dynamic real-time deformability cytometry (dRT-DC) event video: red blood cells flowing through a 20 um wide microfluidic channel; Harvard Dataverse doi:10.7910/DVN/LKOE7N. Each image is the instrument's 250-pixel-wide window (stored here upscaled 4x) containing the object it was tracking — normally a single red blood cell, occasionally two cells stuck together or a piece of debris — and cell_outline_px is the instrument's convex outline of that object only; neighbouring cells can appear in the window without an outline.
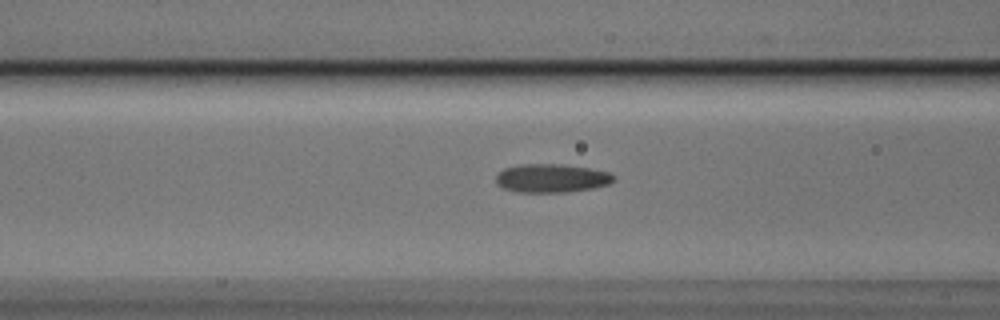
{"species": "Egyptian fruit bat (a non-hibernating species)", "species_latin": "Rousettus aegyptiacus", "temperature_condition": "cold", "stored_images_in_passage": 25, "camera_frame_rate_fps": 3000, "um_per_image_px": 0.085, "animal": {"sex": "male"}, "frame": {"image": 1, "passage_image": 10, "time_ms": 3.0, "image_size_px": [1000, 320], "cell_outline_px": [[616, 180], [608, 184], [592, 188], [568, 192], [520, 192], [504, 188], [496, 184], [496, 172], [504, 168], [520, 164], [564, 164], [588, 168], [608, 172], [616, 176]], "centroid_in_image_um": [46.87, 15.14], "position_along_channel_um": 119.7, "area_um2": 19.71}}
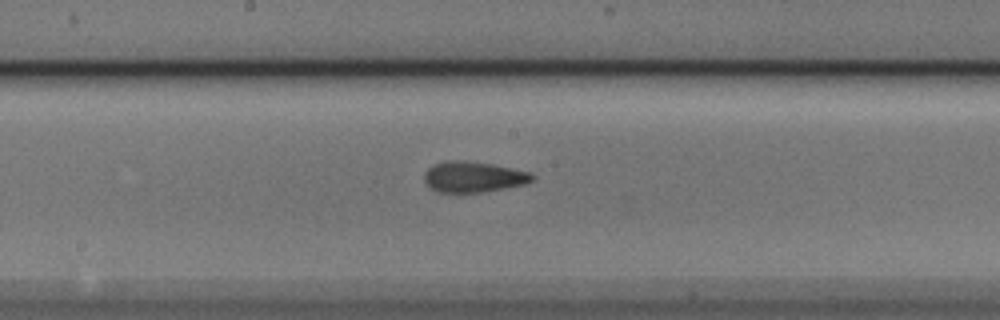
{"frame": {"image": 2, "passage_image": 17, "time_ms": 5.333, "image_size_px": [1000, 320], "cell_outline_px": [[536, 176], [528, 184], [484, 192], [436, 192], [424, 180], [424, 172], [432, 164], [448, 160], [464, 160], [492, 164], [532, 172]], "centroid_in_image_um": [40.27, 15.03], "position_along_channel_um": 207.9, "area_um2": 19.59}}
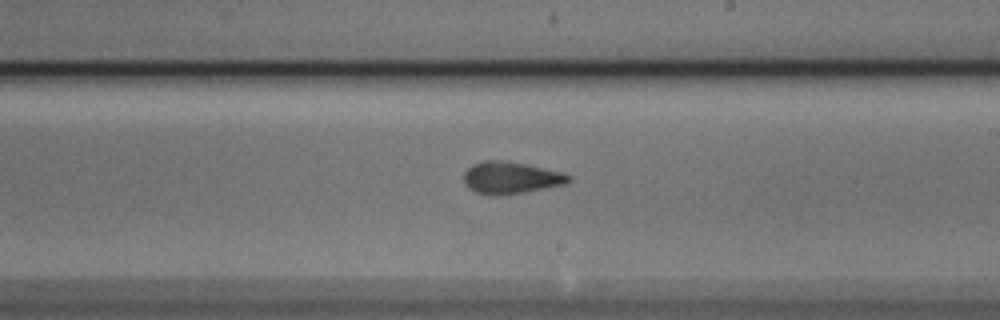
{"frame": {"image": 3, "passage_image": 20, "time_ms": 6.333, "image_size_px": [1000, 320], "cell_outline_px": [[572, 180], [568, 184], [528, 192], [496, 196], [492, 196], [476, 192], [468, 188], [464, 184], [464, 172], [472, 164], [484, 160], [504, 160], [564, 172], [572, 176]], "centroid_in_image_um": [43.45, 15.12], "position_along_channel_um": 245.5, "area_um2": 20.0}}